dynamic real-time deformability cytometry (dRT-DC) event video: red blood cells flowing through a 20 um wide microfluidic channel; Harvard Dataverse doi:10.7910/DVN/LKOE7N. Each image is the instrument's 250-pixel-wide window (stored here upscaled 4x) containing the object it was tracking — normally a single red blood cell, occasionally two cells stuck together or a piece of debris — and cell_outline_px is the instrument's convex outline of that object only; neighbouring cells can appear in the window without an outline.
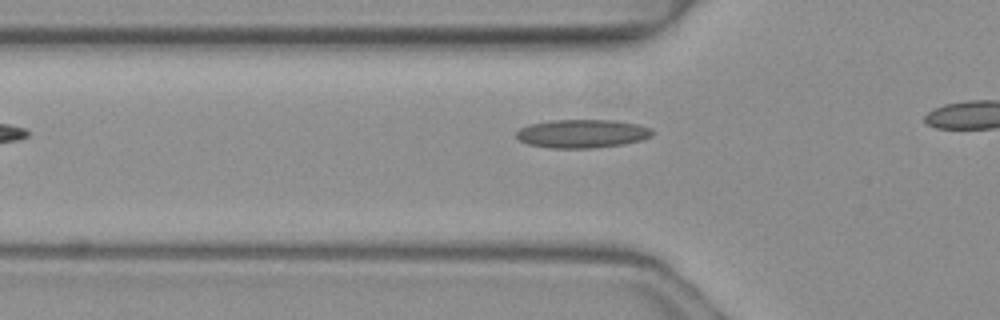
{"species": "common noctule bat (a hibernating species)", "species_latin": "Nyctalus noctula", "temperature_condition": "warm", "stored_images_in_passage": 5, "camera_frame_rate_fps": 3000, "um_per_image_px": 0.085, "animal": {"sex": "female", "body_mass_g": 19.3, "forearm_length_mm": 54.1}, "frame": {"image": 1, "passage_image": 2, "time_ms": 0.333, "image_size_px": [1000, 320], "cell_outline_px": [[652, 136], [640, 140], [624, 144], [592, 148], [548, 148], [528, 144], [520, 140], [516, 136], [516, 132], [520, 128], [528, 124], [552, 120], [616, 120], [636, 124], [652, 128]], "centroid_in_image_um": [49.47, 11.36], "position_along_channel_um": 76.3, "area_um2": 22.6}}
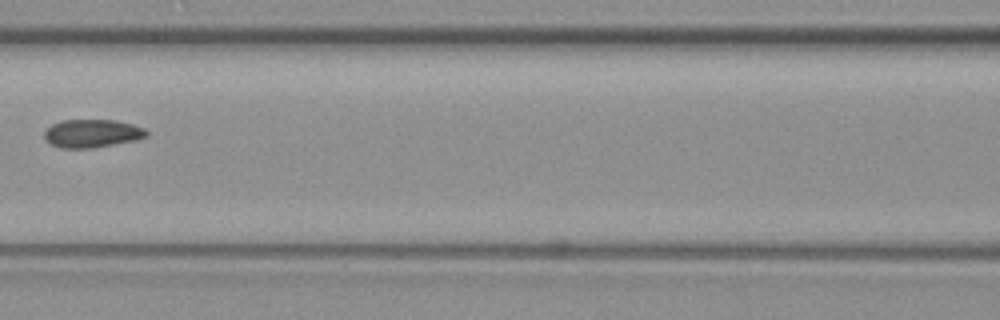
{"frame": {"image": 2, "passage_image": 4, "time_ms": 1.0, "image_size_px": [1000, 320], "cell_outline_px": [[148, 136], [136, 140], [92, 148], [60, 148], [52, 144], [44, 136], [44, 132], [52, 124], [60, 120], [116, 120], [132, 124], [144, 128], [148, 132]], "centroid_in_image_um": [7.85, 11.33], "position_along_channel_um": 158.8, "area_um2": 16.7}}
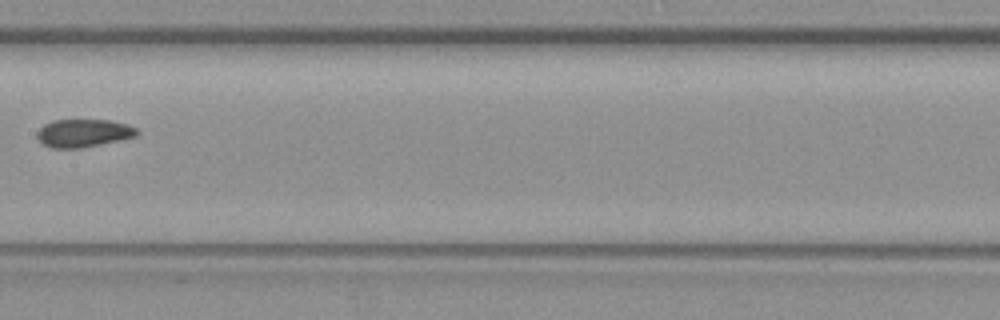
{"frame": {"image": 3, "passage_image": 5, "time_ms": 1.333, "image_size_px": [1000, 320], "cell_outline_px": [[140, 132], [136, 136], [120, 140], [80, 148], [52, 148], [44, 144], [36, 136], [36, 132], [44, 124], [52, 120], [108, 120], [128, 124], [136, 128]], "centroid_in_image_um": [7.09, 11.31], "position_along_channel_um": 200.3, "area_um2": 16.24}}